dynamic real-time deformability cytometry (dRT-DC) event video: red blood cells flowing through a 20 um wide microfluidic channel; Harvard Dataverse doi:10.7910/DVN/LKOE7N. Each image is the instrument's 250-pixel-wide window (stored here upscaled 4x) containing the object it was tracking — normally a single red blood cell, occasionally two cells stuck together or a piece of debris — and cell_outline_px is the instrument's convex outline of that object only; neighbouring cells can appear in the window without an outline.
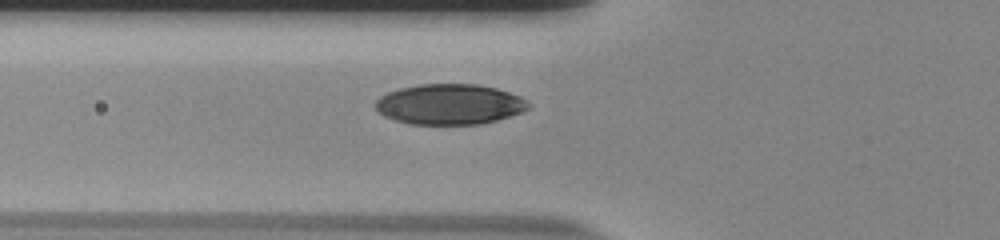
{"species": "human", "species_latin": "Homo sapiens", "temperature_condition": "room temperature", "stored_images_in_passage": 38, "camera_frame_rate_fps": 3000, "um_per_image_px": 0.085, "donor": {"sex": "male"}, "frame": {"image": 1, "passage_image": 4, "time_ms": 1.0, "image_size_px": [1000, 240], "cell_outline_px": [[532, 108], [524, 112], [496, 120], [480, 124], [408, 124], [384, 116], [376, 108], [376, 100], [380, 96], [388, 92], [400, 88], [420, 84], [476, 84], [496, 88], [520, 96], [528, 100], [532, 104]], "centroid_in_image_um": [38.27, 8.86], "position_along_channel_um": 87.5, "area_um2": 36.24}}
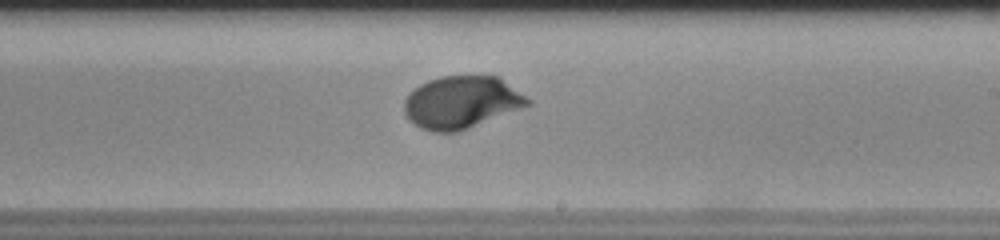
{"frame": {"image": 2, "passage_image": 17, "time_ms": 5.333, "image_size_px": [1000, 240], "cell_outline_px": [[532, 104], [468, 128], [456, 132], [432, 132], [420, 128], [408, 120], [404, 112], [404, 100], [408, 92], [420, 84], [428, 80], [440, 76], [500, 76], [532, 100]], "centroid_in_image_um": [39.21, 8.68], "position_along_channel_um": 249.8, "area_um2": 37.97}}
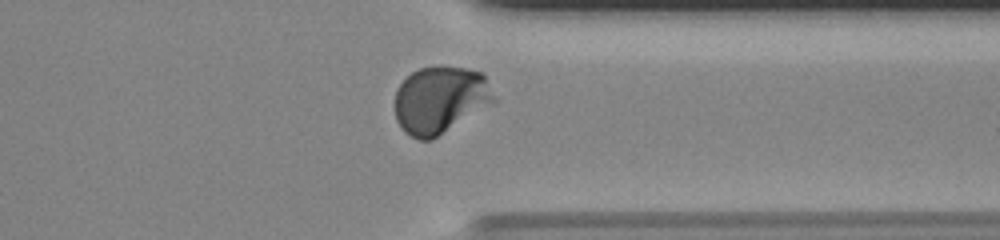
{"frame": {"image": 3, "passage_image": 27, "time_ms": 8.667, "image_size_px": [1000, 240], "cell_outline_px": [[496, 100], [432, 140], [420, 140], [404, 132], [400, 128], [396, 120], [396, 92], [400, 84], [412, 72], [420, 68], [464, 68], [484, 72], [496, 96]], "centroid_in_image_um": [37.43, 8.5], "position_along_channel_um": 374.0, "area_um2": 38.32}, "authors_computed_cell_mechanics": {"area_um2": 36.7897, "velocity_mm_per_s": 3.7315, "shape_relaxation_time_tau1_ms": 2.5168, "shape_relaxation_time_tau2_ms": null, "deformation_change_tau1": 0.1504, "deformation_change_tau2": null}}